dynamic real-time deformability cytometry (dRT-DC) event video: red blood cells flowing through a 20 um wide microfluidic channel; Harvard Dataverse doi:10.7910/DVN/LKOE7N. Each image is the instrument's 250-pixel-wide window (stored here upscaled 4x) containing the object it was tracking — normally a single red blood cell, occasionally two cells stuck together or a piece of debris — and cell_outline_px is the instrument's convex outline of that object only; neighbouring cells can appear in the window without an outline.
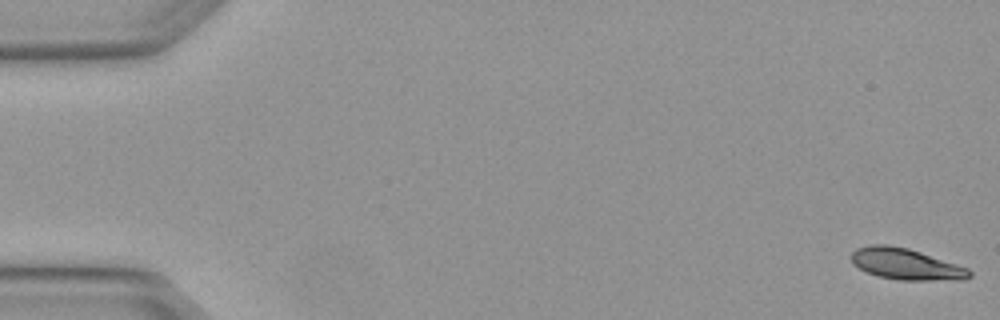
{"species": "Egyptian fruit bat (a non-hibernating species)", "species_latin": "Rousettus aegyptiacus", "temperature_condition": "warm", "stored_images_in_passage": 6, "camera_frame_rate_fps": 3000, "um_per_image_px": 0.085, "animal": {"sex": "female"}, "frame": {"image": 1, "passage_image": 1, "time_ms": 0.0, "image_size_px": [1000, 320], "cell_outline_px": [[972, 276], [964, 280], [900, 280], [880, 276], [868, 272], [852, 264], [852, 252], [856, 248], [872, 244], [888, 244], [908, 248], [968, 268], [972, 272]], "centroid_in_image_um": [77.02, 22.44], "position_along_channel_um": 8.0, "area_um2": 21.39}}
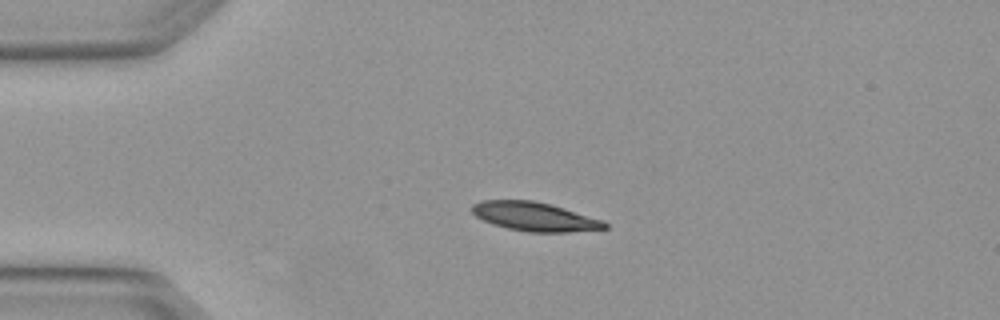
{"frame": {"image": 2, "passage_image": 4, "time_ms": 1.0, "image_size_px": [1000, 320], "cell_outline_px": [[608, 228], [568, 232], [528, 232], [508, 228], [492, 224], [476, 216], [468, 208], [472, 204], [480, 200], [532, 200], [552, 204], [604, 220], [608, 224]], "centroid_in_image_um": [45.43, 18.4], "position_along_channel_um": 39.6, "area_um2": 22.54}}
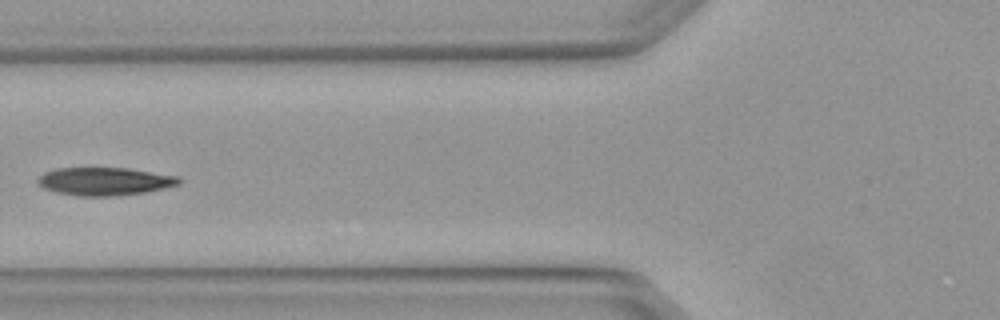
{"frame": {"image": 3, "passage_image": 6, "time_ms": 1.667, "image_size_px": [1000, 320], "cell_outline_px": [[180, 184], [164, 188], [144, 192], [112, 196], [80, 196], [56, 192], [44, 188], [36, 180], [44, 172], [56, 168], [128, 168], [176, 176], [180, 180]], "centroid_in_image_um": [8.87, 15.41], "position_along_channel_um": 116.9, "area_um2": 22.77}}